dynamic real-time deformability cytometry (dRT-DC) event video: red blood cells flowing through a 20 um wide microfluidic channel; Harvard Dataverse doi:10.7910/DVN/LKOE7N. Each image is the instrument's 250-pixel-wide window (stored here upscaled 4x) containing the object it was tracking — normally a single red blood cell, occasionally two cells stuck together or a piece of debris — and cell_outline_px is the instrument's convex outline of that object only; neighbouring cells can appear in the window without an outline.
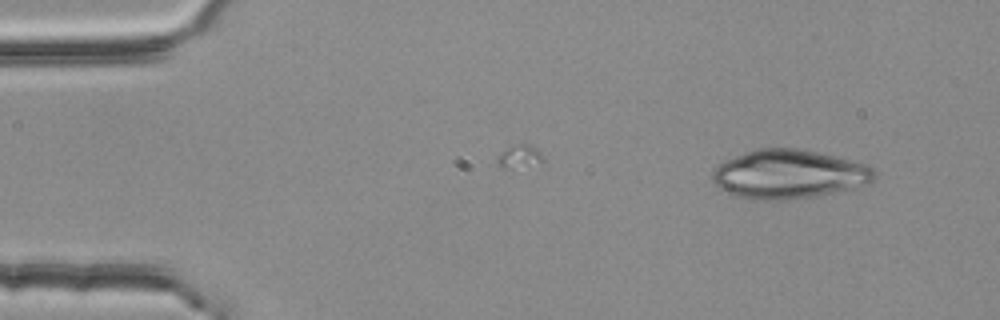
{"species": "common noctule bat (a hibernating species)", "species_latin": "Nyctalus noctula", "temperature_condition": "room temperature", "stored_images_in_passage": 2, "camera_frame_rate_fps": 3000, "um_per_image_px": 0.085, "animal": {"sex": "female", "body_mass_g": 25.1}, "frame": {"image": 1, "passage_image": 2, "time_ms": 0.333, "image_size_px": [1000, 320], "cell_outline_px": [[876, 176], [868, 184], [852, 188], [812, 196], [776, 200], [748, 200], [732, 196], [720, 188], [712, 180], [712, 168], [724, 160], [756, 148], [796, 148], [816, 152], [864, 164], [872, 168], [876, 172]], "centroid_in_image_um": [66.97, 14.81], "position_along_channel_um": 18.0, "area_um2": 45.95}}